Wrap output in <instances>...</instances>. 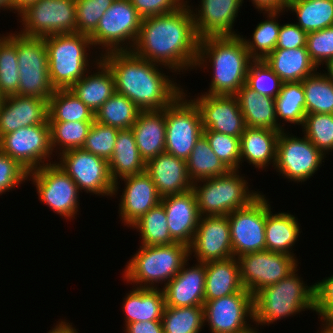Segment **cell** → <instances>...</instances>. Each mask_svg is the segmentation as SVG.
Segmentation results:
<instances>
[{"mask_svg":"<svg viewBox=\"0 0 333 333\" xmlns=\"http://www.w3.org/2000/svg\"><path fill=\"white\" fill-rule=\"evenodd\" d=\"M199 37L189 1L176 11L142 19L132 52L177 72L195 69Z\"/></svg>","mask_w":333,"mask_h":333,"instance_id":"6da1fadb","label":"cell"},{"mask_svg":"<svg viewBox=\"0 0 333 333\" xmlns=\"http://www.w3.org/2000/svg\"><path fill=\"white\" fill-rule=\"evenodd\" d=\"M101 60L113 73L116 93L126 96L140 111L163 110L184 92L162 68L173 73L172 69L138 57L132 51L107 52Z\"/></svg>","mask_w":333,"mask_h":333,"instance_id":"7a4b0ae2","label":"cell"},{"mask_svg":"<svg viewBox=\"0 0 333 333\" xmlns=\"http://www.w3.org/2000/svg\"><path fill=\"white\" fill-rule=\"evenodd\" d=\"M253 60L240 35L209 36L199 39L195 68L207 69V66L211 65L213 68L209 91L203 93L235 96L245 85L248 69Z\"/></svg>","mask_w":333,"mask_h":333,"instance_id":"3957f363","label":"cell"},{"mask_svg":"<svg viewBox=\"0 0 333 333\" xmlns=\"http://www.w3.org/2000/svg\"><path fill=\"white\" fill-rule=\"evenodd\" d=\"M296 272L298 267L278 283L259 290L253 296L256 327L300 315L301 311H315L314 284L308 286Z\"/></svg>","mask_w":333,"mask_h":333,"instance_id":"277c9868","label":"cell"},{"mask_svg":"<svg viewBox=\"0 0 333 333\" xmlns=\"http://www.w3.org/2000/svg\"><path fill=\"white\" fill-rule=\"evenodd\" d=\"M189 259V247L182 243L140 245L127 262L123 279L138 288H159V283L165 286Z\"/></svg>","mask_w":333,"mask_h":333,"instance_id":"5b68a950","label":"cell"},{"mask_svg":"<svg viewBox=\"0 0 333 333\" xmlns=\"http://www.w3.org/2000/svg\"><path fill=\"white\" fill-rule=\"evenodd\" d=\"M44 38L48 56L49 76L55 89H69L78 82L89 68L101 59V55L90 62L93 45L88 35L80 33L54 34ZM89 57V58H88ZM90 62V63H89ZM95 63V64H94ZM93 64L92 66H90Z\"/></svg>","mask_w":333,"mask_h":333,"instance_id":"8992f818","label":"cell"},{"mask_svg":"<svg viewBox=\"0 0 333 333\" xmlns=\"http://www.w3.org/2000/svg\"><path fill=\"white\" fill-rule=\"evenodd\" d=\"M239 173V170H230L225 175L193 183L200 216H227L246 207L261 194L250 190L245 176Z\"/></svg>","mask_w":333,"mask_h":333,"instance_id":"52a82bcc","label":"cell"},{"mask_svg":"<svg viewBox=\"0 0 333 333\" xmlns=\"http://www.w3.org/2000/svg\"><path fill=\"white\" fill-rule=\"evenodd\" d=\"M8 36L16 43L19 66L18 95L49 99L56 90L51 83L44 38L17 33Z\"/></svg>","mask_w":333,"mask_h":333,"instance_id":"ba28073f","label":"cell"},{"mask_svg":"<svg viewBox=\"0 0 333 333\" xmlns=\"http://www.w3.org/2000/svg\"><path fill=\"white\" fill-rule=\"evenodd\" d=\"M141 22L142 17L130 0H115L89 36L92 45L95 48L101 46L98 48L103 49L100 55L112 51H131L139 35Z\"/></svg>","mask_w":333,"mask_h":333,"instance_id":"9c48e42d","label":"cell"},{"mask_svg":"<svg viewBox=\"0 0 333 333\" xmlns=\"http://www.w3.org/2000/svg\"><path fill=\"white\" fill-rule=\"evenodd\" d=\"M182 92L165 108V153L187 160L203 135L202 119L195 102Z\"/></svg>","mask_w":333,"mask_h":333,"instance_id":"30bf717a","label":"cell"},{"mask_svg":"<svg viewBox=\"0 0 333 333\" xmlns=\"http://www.w3.org/2000/svg\"><path fill=\"white\" fill-rule=\"evenodd\" d=\"M32 179V180H31ZM39 200L64 219H75L80 191L72 178L55 161L28 173Z\"/></svg>","mask_w":333,"mask_h":333,"instance_id":"8fae6325","label":"cell"},{"mask_svg":"<svg viewBox=\"0 0 333 333\" xmlns=\"http://www.w3.org/2000/svg\"><path fill=\"white\" fill-rule=\"evenodd\" d=\"M20 16V34L46 37L54 34L77 33L75 0H39Z\"/></svg>","mask_w":333,"mask_h":333,"instance_id":"7c38bea8","label":"cell"},{"mask_svg":"<svg viewBox=\"0 0 333 333\" xmlns=\"http://www.w3.org/2000/svg\"><path fill=\"white\" fill-rule=\"evenodd\" d=\"M57 158L60 160H55V163L72 178L79 191L103 197L114 196L115 183L111 179L107 160L83 148L65 151Z\"/></svg>","mask_w":333,"mask_h":333,"instance_id":"4fadbf2b","label":"cell"},{"mask_svg":"<svg viewBox=\"0 0 333 333\" xmlns=\"http://www.w3.org/2000/svg\"><path fill=\"white\" fill-rule=\"evenodd\" d=\"M280 132L274 169L283 178L305 182L318 171L326 156L304 135L302 138Z\"/></svg>","mask_w":333,"mask_h":333,"instance_id":"5bb4252c","label":"cell"},{"mask_svg":"<svg viewBox=\"0 0 333 333\" xmlns=\"http://www.w3.org/2000/svg\"><path fill=\"white\" fill-rule=\"evenodd\" d=\"M203 308L204 322L208 323L211 333H254L259 330L249 323L254 319L253 295L246 289L204 301Z\"/></svg>","mask_w":333,"mask_h":333,"instance_id":"9a60e30c","label":"cell"},{"mask_svg":"<svg viewBox=\"0 0 333 333\" xmlns=\"http://www.w3.org/2000/svg\"><path fill=\"white\" fill-rule=\"evenodd\" d=\"M0 150L17 161L28 172L51 164L49 158L53 156V151L49 122L22 127L1 136Z\"/></svg>","mask_w":333,"mask_h":333,"instance_id":"2e32d148","label":"cell"},{"mask_svg":"<svg viewBox=\"0 0 333 333\" xmlns=\"http://www.w3.org/2000/svg\"><path fill=\"white\" fill-rule=\"evenodd\" d=\"M266 196L261 193L246 207L227 215L233 256L266 250Z\"/></svg>","mask_w":333,"mask_h":333,"instance_id":"e0dca14e","label":"cell"},{"mask_svg":"<svg viewBox=\"0 0 333 333\" xmlns=\"http://www.w3.org/2000/svg\"><path fill=\"white\" fill-rule=\"evenodd\" d=\"M237 259L242 285L253 296L287 277L299 264L293 256L269 250L240 255Z\"/></svg>","mask_w":333,"mask_h":333,"instance_id":"ac0fdd59","label":"cell"},{"mask_svg":"<svg viewBox=\"0 0 333 333\" xmlns=\"http://www.w3.org/2000/svg\"><path fill=\"white\" fill-rule=\"evenodd\" d=\"M200 95L193 101L200 111L203 130L234 137H240L243 134L246 125L236 96L207 93Z\"/></svg>","mask_w":333,"mask_h":333,"instance_id":"d6986e66","label":"cell"},{"mask_svg":"<svg viewBox=\"0 0 333 333\" xmlns=\"http://www.w3.org/2000/svg\"><path fill=\"white\" fill-rule=\"evenodd\" d=\"M189 253L201 263L233 257L227 216H201Z\"/></svg>","mask_w":333,"mask_h":333,"instance_id":"ffe728a7","label":"cell"},{"mask_svg":"<svg viewBox=\"0 0 333 333\" xmlns=\"http://www.w3.org/2000/svg\"><path fill=\"white\" fill-rule=\"evenodd\" d=\"M121 179L115 182L113 195H117L120 181H124L125 187L120 196L118 211L122 223L130 227L151 208L157 206L161 202V196L146 171Z\"/></svg>","mask_w":333,"mask_h":333,"instance_id":"44dd1931","label":"cell"},{"mask_svg":"<svg viewBox=\"0 0 333 333\" xmlns=\"http://www.w3.org/2000/svg\"><path fill=\"white\" fill-rule=\"evenodd\" d=\"M195 10L190 6L199 39L209 36H237L233 29L242 0H200ZM192 8V9H191ZM197 9V10H196ZM195 11V12H194ZM198 11V12H197Z\"/></svg>","mask_w":333,"mask_h":333,"instance_id":"7402d4cb","label":"cell"},{"mask_svg":"<svg viewBox=\"0 0 333 333\" xmlns=\"http://www.w3.org/2000/svg\"><path fill=\"white\" fill-rule=\"evenodd\" d=\"M48 122V100L11 95L0 99V137L22 127Z\"/></svg>","mask_w":333,"mask_h":333,"instance_id":"603a6c76","label":"cell"},{"mask_svg":"<svg viewBox=\"0 0 333 333\" xmlns=\"http://www.w3.org/2000/svg\"><path fill=\"white\" fill-rule=\"evenodd\" d=\"M160 203L165 208L172 239L189 247L201 217L194 191L162 197Z\"/></svg>","mask_w":333,"mask_h":333,"instance_id":"cb8c5ba5","label":"cell"},{"mask_svg":"<svg viewBox=\"0 0 333 333\" xmlns=\"http://www.w3.org/2000/svg\"><path fill=\"white\" fill-rule=\"evenodd\" d=\"M188 265L187 261L171 281L164 287L161 286L165 306H203L205 301V263L196 262L195 266L191 267Z\"/></svg>","mask_w":333,"mask_h":333,"instance_id":"d4e9b609","label":"cell"},{"mask_svg":"<svg viewBox=\"0 0 333 333\" xmlns=\"http://www.w3.org/2000/svg\"><path fill=\"white\" fill-rule=\"evenodd\" d=\"M149 174L162 197L185 193L192 189L193 182L187 172L186 160L162 153L146 163Z\"/></svg>","mask_w":333,"mask_h":333,"instance_id":"484cf974","label":"cell"},{"mask_svg":"<svg viewBox=\"0 0 333 333\" xmlns=\"http://www.w3.org/2000/svg\"><path fill=\"white\" fill-rule=\"evenodd\" d=\"M131 129L140 155L146 163L165 153V108L140 111Z\"/></svg>","mask_w":333,"mask_h":333,"instance_id":"4316f807","label":"cell"},{"mask_svg":"<svg viewBox=\"0 0 333 333\" xmlns=\"http://www.w3.org/2000/svg\"><path fill=\"white\" fill-rule=\"evenodd\" d=\"M97 66V67H96ZM78 82L69 89L94 114L116 92L114 76L110 68L100 59ZM91 74V75H90Z\"/></svg>","mask_w":333,"mask_h":333,"instance_id":"83f0119b","label":"cell"},{"mask_svg":"<svg viewBox=\"0 0 333 333\" xmlns=\"http://www.w3.org/2000/svg\"><path fill=\"white\" fill-rule=\"evenodd\" d=\"M279 134L271 129L246 127L240 136V164L246 161L261 170L271 164L274 167Z\"/></svg>","mask_w":333,"mask_h":333,"instance_id":"f1b7e54d","label":"cell"},{"mask_svg":"<svg viewBox=\"0 0 333 333\" xmlns=\"http://www.w3.org/2000/svg\"><path fill=\"white\" fill-rule=\"evenodd\" d=\"M297 219V217L287 212L273 214L271 205L266 198V250L296 258L292 249L301 234L300 223Z\"/></svg>","mask_w":333,"mask_h":333,"instance_id":"f546056e","label":"cell"},{"mask_svg":"<svg viewBox=\"0 0 333 333\" xmlns=\"http://www.w3.org/2000/svg\"><path fill=\"white\" fill-rule=\"evenodd\" d=\"M264 61L283 83L301 82L318 70L311 61L306 47L275 48Z\"/></svg>","mask_w":333,"mask_h":333,"instance_id":"4dcf8cb0","label":"cell"},{"mask_svg":"<svg viewBox=\"0 0 333 333\" xmlns=\"http://www.w3.org/2000/svg\"><path fill=\"white\" fill-rule=\"evenodd\" d=\"M244 116L246 127L283 131L277 121L275 99L262 96L243 85L235 95Z\"/></svg>","mask_w":333,"mask_h":333,"instance_id":"1f68e13d","label":"cell"},{"mask_svg":"<svg viewBox=\"0 0 333 333\" xmlns=\"http://www.w3.org/2000/svg\"><path fill=\"white\" fill-rule=\"evenodd\" d=\"M205 301L221 298L244 289L236 257L205 263Z\"/></svg>","mask_w":333,"mask_h":333,"instance_id":"d6a6232c","label":"cell"},{"mask_svg":"<svg viewBox=\"0 0 333 333\" xmlns=\"http://www.w3.org/2000/svg\"><path fill=\"white\" fill-rule=\"evenodd\" d=\"M132 287L123 299L124 326L131 322L162 320L165 308L162 289Z\"/></svg>","mask_w":333,"mask_h":333,"instance_id":"836d02e7","label":"cell"},{"mask_svg":"<svg viewBox=\"0 0 333 333\" xmlns=\"http://www.w3.org/2000/svg\"><path fill=\"white\" fill-rule=\"evenodd\" d=\"M111 179H119L146 171L132 129L119 130L111 159L108 161Z\"/></svg>","mask_w":333,"mask_h":333,"instance_id":"e575fe53","label":"cell"},{"mask_svg":"<svg viewBox=\"0 0 333 333\" xmlns=\"http://www.w3.org/2000/svg\"><path fill=\"white\" fill-rule=\"evenodd\" d=\"M285 11L296 13L295 24L306 33L333 26V0H288Z\"/></svg>","mask_w":333,"mask_h":333,"instance_id":"d590c367","label":"cell"},{"mask_svg":"<svg viewBox=\"0 0 333 333\" xmlns=\"http://www.w3.org/2000/svg\"><path fill=\"white\" fill-rule=\"evenodd\" d=\"M94 122L95 114L70 89H56L48 99V122Z\"/></svg>","mask_w":333,"mask_h":333,"instance_id":"8d00e7d4","label":"cell"},{"mask_svg":"<svg viewBox=\"0 0 333 333\" xmlns=\"http://www.w3.org/2000/svg\"><path fill=\"white\" fill-rule=\"evenodd\" d=\"M186 163L189 178L193 183L225 175L230 171L214 153L204 135L196 141Z\"/></svg>","mask_w":333,"mask_h":333,"instance_id":"74e56055","label":"cell"},{"mask_svg":"<svg viewBox=\"0 0 333 333\" xmlns=\"http://www.w3.org/2000/svg\"><path fill=\"white\" fill-rule=\"evenodd\" d=\"M262 12L265 16L267 14V20L261 21L256 25L255 30L252 33V39H246V36L243 38V35H240L244 41L246 49L254 60L265 59L276 48L281 28V24L278 23L276 18L280 16L281 12H285V10L260 11V13Z\"/></svg>","mask_w":333,"mask_h":333,"instance_id":"f35d334b","label":"cell"},{"mask_svg":"<svg viewBox=\"0 0 333 333\" xmlns=\"http://www.w3.org/2000/svg\"><path fill=\"white\" fill-rule=\"evenodd\" d=\"M275 107L277 121L282 120L281 128L283 130H286L285 122L302 127L306 116L302 82L283 83L281 91L275 98Z\"/></svg>","mask_w":333,"mask_h":333,"instance_id":"ab89813d","label":"cell"},{"mask_svg":"<svg viewBox=\"0 0 333 333\" xmlns=\"http://www.w3.org/2000/svg\"><path fill=\"white\" fill-rule=\"evenodd\" d=\"M141 233V245L157 246L175 243L169 233L165 208L159 203L130 226Z\"/></svg>","mask_w":333,"mask_h":333,"instance_id":"60d3db41","label":"cell"},{"mask_svg":"<svg viewBox=\"0 0 333 333\" xmlns=\"http://www.w3.org/2000/svg\"><path fill=\"white\" fill-rule=\"evenodd\" d=\"M140 109L126 96L114 93L96 112L95 121L122 129H131Z\"/></svg>","mask_w":333,"mask_h":333,"instance_id":"b9f144b4","label":"cell"},{"mask_svg":"<svg viewBox=\"0 0 333 333\" xmlns=\"http://www.w3.org/2000/svg\"><path fill=\"white\" fill-rule=\"evenodd\" d=\"M301 82L306 114H333V82L324 73L317 71Z\"/></svg>","mask_w":333,"mask_h":333,"instance_id":"7bdbcfd3","label":"cell"},{"mask_svg":"<svg viewBox=\"0 0 333 333\" xmlns=\"http://www.w3.org/2000/svg\"><path fill=\"white\" fill-rule=\"evenodd\" d=\"M161 321L164 333H200L206 325L203 306H165Z\"/></svg>","mask_w":333,"mask_h":333,"instance_id":"ee69618b","label":"cell"},{"mask_svg":"<svg viewBox=\"0 0 333 333\" xmlns=\"http://www.w3.org/2000/svg\"><path fill=\"white\" fill-rule=\"evenodd\" d=\"M49 124L51 148L55 154L59 150L57 156L68 150L82 148L93 122H49Z\"/></svg>","mask_w":333,"mask_h":333,"instance_id":"f6af8a7d","label":"cell"},{"mask_svg":"<svg viewBox=\"0 0 333 333\" xmlns=\"http://www.w3.org/2000/svg\"><path fill=\"white\" fill-rule=\"evenodd\" d=\"M19 75L16 43L7 34L0 35V99L18 95Z\"/></svg>","mask_w":333,"mask_h":333,"instance_id":"bcb514c9","label":"cell"},{"mask_svg":"<svg viewBox=\"0 0 333 333\" xmlns=\"http://www.w3.org/2000/svg\"><path fill=\"white\" fill-rule=\"evenodd\" d=\"M302 129L303 134L325 156L333 151V114H306Z\"/></svg>","mask_w":333,"mask_h":333,"instance_id":"7dc6e473","label":"cell"},{"mask_svg":"<svg viewBox=\"0 0 333 333\" xmlns=\"http://www.w3.org/2000/svg\"><path fill=\"white\" fill-rule=\"evenodd\" d=\"M282 80L262 60H253L249 66L245 85L257 94L276 98L282 87Z\"/></svg>","mask_w":333,"mask_h":333,"instance_id":"c3c4849f","label":"cell"},{"mask_svg":"<svg viewBox=\"0 0 333 333\" xmlns=\"http://www.w3.org/2000/svg\"><path fill=\"white\" fill-rule=\"evenodd\" d=\"M210 147L229 170L240 169V137L203 130Z\"/></svg>","mask_w":333,"mask_h":333,"instance_id":"681fc988","label":"cell"},{"mask_svg":"<svg viewBox=\"0 0 333 333\" xmlns=\"http://www.w3.org/2000/svg\"><path fill=\"white\" fill-rule=\"evenodd\" d=\"M119 130L94 121L82 148L109 161L114 151Z\"/></svg>","mask_w":333,"mask_h":333,"instance_id":"f907efd6","label":"cell"},{"mask_svg":"<svg viewBox=\"0 0 333 333\" xmlns=\"http://www.w3.org/2000/svg\"><path fill=\"white\" fill-rule=\"evenodd\" d=\"M115 0H75L77 33L90 36Z\"/></svg>","mask_w":333,"mask_h":333,"instance_id":"816d5d0a","label":"cell"},{"mask_svg":"<svg viewBox=\"0 0 333 333\" xmlns=\"http://www.w3.org/2000/svg\"><path fill=\"white\" fill-rule=\"evenodd\" d=\"M306 49L317 68L333 59V26L307 33Z\"/></svg>","mask_w":333,"mask_h":333,"instance_id":"f5cc1de1","label":"cell"},{"mask_svg":"<svg viewBox=\"0 0 333 333\" xmlns=\"http://www.w3.org/2000/svg\"><path fill=\"white\" fill-rule=\"evenodd\" d=\"M28 171L0 150V195L28 181Z\"/></svg>","mask_w":333,"mask_h":333,"instance_id":"db71d44e","label":"cell"},{"mask_svg":"<svg viewBox=\"0 0 333 333\" xmlns=\"http://www.w3.org/2000/svg\"><path fill=\"white\" fill-rule=\"evenodd\" d=\"M143 18L172 13L181 8L186 0H130Z\"/></svg>","mask_w":333,"mask_h":333,"instance_id":"11a10c76","label":"cell"},{"mask_svg":"<svg viewBox=\"0 0 333 333\" xmlns=\"http://www.w3.org/2000/svg\"><path fill=\"white\" fill-rule=\"evenodd\" d=\"M307 33L295 23L282 24L276 48L296 49L306 47Z\"/></svg>","mask_w":333,"mask_h":333,"instance_id":"9f6ffc18","label":"cell"},{"mask_svg":"<svg viewBox=\"0 0 333 333\" xmlns=\"http://www.w3.org/2000/svg\"><path fill=\"white\" fill-rule=\"evenodd\" d=\"M315 312L318 317L330 306H333V274L314 283Z\"/></svg>","mask_w":333,"mask_h":333,"instance_id":"6f0895ef","label":"cell"},{"mask_svg":"<svg viewBox=\"0 0 333 333\" xmlns=\"http://www.w3.org/2000/svg\"><path fill=\"white\" fill-rule=\"evenodd\" d=\"M124 328L125 333H164L161 320L131 322Z\"/></svg>","mask_w":333,"mask_h":333,"instance_id":"680465c9","label":"cell"},{"mask_svg":"<svg viewBox=\"0 0 333 333\" xmlns=\"http://www.w3.org/2000/svg\"><path fill=\"white\" fill-rule=\"evenodd\" d=\"M244 3V0H242ZM258 11L276 10L284 11L288 0H251Z\"/></svg>","mask_w":333,"mask_h":333,"instance_id":"91938a15","label":"cell"},{"mask_svg":"<svg viewBox=\"0 0 333 333\" xmlns=\"http://www.w3.org/2000/svg\"><path fill=\"white\" fill-rule=\"evenodd\" d=\"M318 318L321 319V325H323L320 332L333 333V306L328 307Z\"/></svg>","mask_w":333,"mask_h":333,"instance_id":"94428289","label":"cell"},{"mask_svg":"<svg viewBox=\"0 0 333 333\" xmlns=\"http://www.w3.org/2000/svg\"><path fill=\"white\" fill-rule=\"evenodd\" d=\"M67 320H61L54 327L52 330H49L48 333H78L75 327H73L72 323H69Z\"/></svg>","mask_w":333,"mask_h":333,"instance_id":"6125c7cd","label":"cell"},{"mask_svg":"<svg viewBox=\"0 0 333 333\" xmlns=\"http://www.w3.org/2000/svg\"><path fill=\"white\" fill-rule=\"evenodd\" d=\"M39 0H12V11L13 13L19 15L22 11H24L28 6L37 2Z\"/></svg>","mask_w":333,"mask_h":333,"instance_id":"be15d7a7","label":"cell"},{"mask_svg":"<svg viewBox=\"0 0 333 333\" xmlns=\"http://www.w3.org/2000/svg\"><path fill=\"white\" fill-rule=\"evenodd\" d=\"M325 66L327 71L324 74L333 82V59L329 60Z\"/></svg>","mask_w":333,"mask_h":333,"instance_id":"e7e4bbea","label":"cell"},{"mask_svg":"<svg viewBox=\"0 0 333 333\" xmlns=\"http://www.w3.org/2000/svg\"><path fill=\"white\" fill-rule=\"evenodd\" d=\"M5 9L12 11V0H0V11Z\"/></svg>","mask_w":333,"mask_h":333,"instance_id":"03108f58","label":"cell"}]
</instances>
